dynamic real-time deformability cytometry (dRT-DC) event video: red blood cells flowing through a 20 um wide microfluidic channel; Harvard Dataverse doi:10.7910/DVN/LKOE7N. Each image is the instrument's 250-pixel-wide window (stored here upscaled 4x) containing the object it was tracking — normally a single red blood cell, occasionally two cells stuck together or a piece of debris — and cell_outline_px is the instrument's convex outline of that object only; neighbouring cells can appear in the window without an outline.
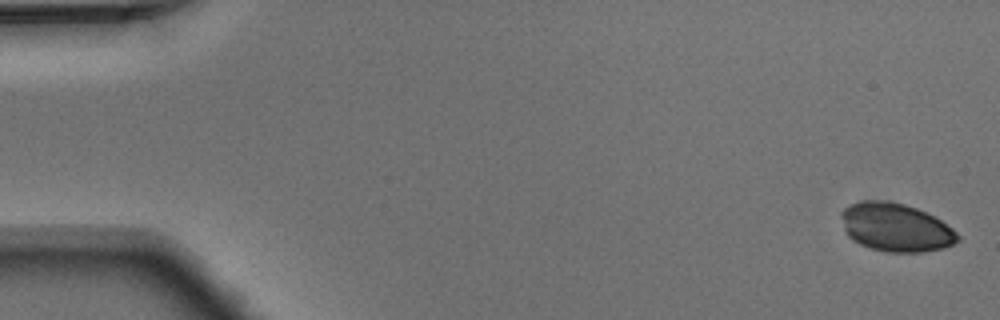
{"species": "Egyptian fruit bat (a non-hibernating species)", "species_latin": "Rousettus aegyptiacus", "temperature_condition": "warm", "stored_images_in_passage": 9, "camera_frame_rate_fps": 3000, "um_per_image_px": 0.085, "animal": {"sex": "male"}, "frame": {"image": 1, "passage_image": 1, "time_ms": 0.0, "image_size_px": [1000, 320], "cell_outline_px": [[960, 240], [952, 244], [940, 248], [924, 252], [888, 252], [872, 248], [860, 244], [852, 240], [844, 232], [840, 216], [840, 212], [844, 208], [860, 200], [888, 200], [904, 204], [916, 208], [940, 220], [952, 228], [960, 236]], "centroid_in_image_um": [76.09, 19.32], "position_along_channel_um": 8.9, "area_um2": 32.83}}
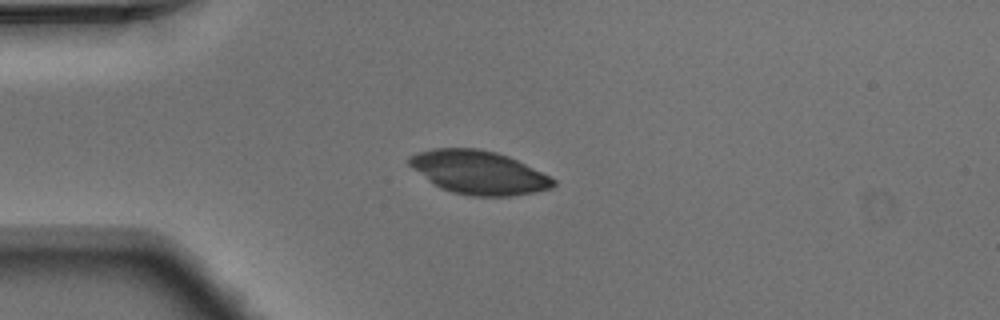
{"frame": {"image": 2, "passage_image": 4, "time_ms": 1.0, "image_size_px": [1000, 320], "cell_outline_px": [[556, 184], [552, 188], [536, 192], [508, 196], [472, 196], [452, 192], [440, 188], [428, 180], [412, 168], [408, 164], [408, 156], [416, 152], [432, 148], [476, 148], [496, 152], [508, 156], [556, 180]], "centroid_in_image_um": [40.65, 14.65], "position_along_channel_um": 44.4, "area_um2": 36.36}}